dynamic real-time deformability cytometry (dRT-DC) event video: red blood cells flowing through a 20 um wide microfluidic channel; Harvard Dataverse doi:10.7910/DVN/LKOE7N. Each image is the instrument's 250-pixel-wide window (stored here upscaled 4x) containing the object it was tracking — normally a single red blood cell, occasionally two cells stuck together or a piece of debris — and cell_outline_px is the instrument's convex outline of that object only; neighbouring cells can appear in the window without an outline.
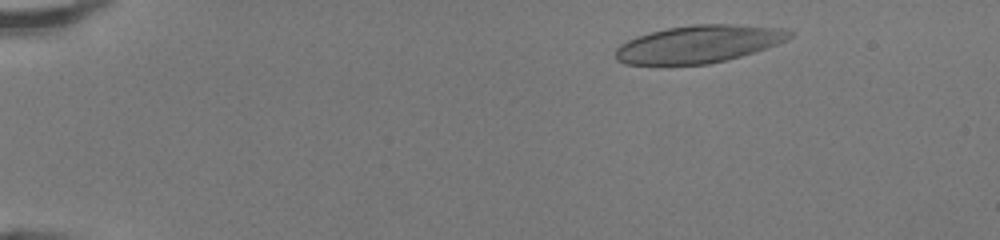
{"species": "human", "species_latin": "Homo sapiens", "temperature_condition": "room temperature", "stored_images_in_passage": 45, "camera_frame_rate_fps": 3000, "um_per_image_px": 0.085, "donor": {"sex": "female"}, "frame": {"image": 1, "passage_image": 4, "time_ms": 1.0, "image_size_px": [1000, 240], "cell_outline_px": [[796, 32], [788, 40], [740, 56], [708, 64], [624, 64], [616, 60], [616, 48], [620, 44], [636, 36], [668, 28], [692, 24], [732, 24], [784, 28]], "centroid_in_image_um": [59.41, 3.73], "position_along_channel_um": 25.6, "area_um2": 37.86}}
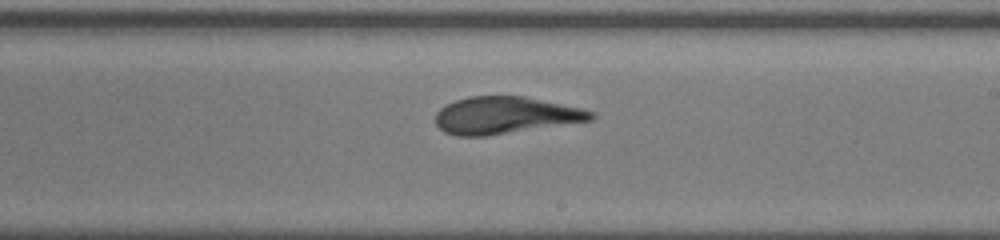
{"frame": {"image": 2, "passage_image": 27, "time_ms": 8.667, "image_size_px": [1000, 240], "cell_outline_px": [[596, 116], [592, 120], [488, 136], [456, 136], [444, 132], [436, 124], [436, 112], [440, 108], [456, 100], [472, 96], [524, 96], [580, 108], [596, 112]], "centroid_in_image_um": [42.94, 9.81], "position_along_channel_um": 246.1, "area_um2": 33.47}}
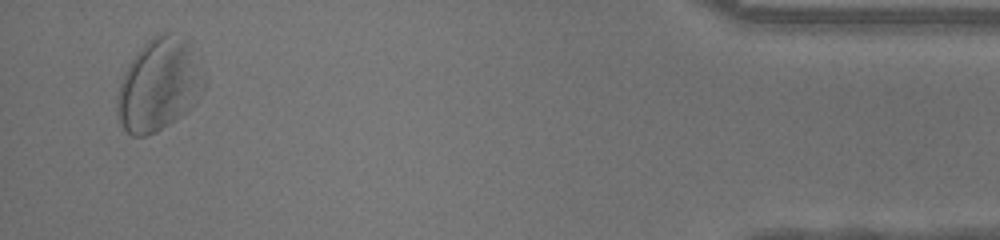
{"frame": {"image": 3, "passage_image": 44, "time_ms": 14.333, "image_size_px": [1000, 240], "cell_outline_px": [[204, 88], [192, 108], [188, 112], [176, 120], [156, 132], [144, 136], [132, 136], [124, 128], [120, 120], [116, 108], [120, 84], [124, 72], [128, 64], [144, 44], [152, 36], [160, 32], [172, 32], [188, 44], [204, 80]], "centroid_in_image_um": [13.48, 7.25], "position_along_channel_um": 421.7, "area_um2": 46.01}, "authors_computed_cell_mechanics": {"area_um2": 35.8938, "velocity_mm_per_s": 4.2353, "shape_relaxation_time_tau1_ms": 3.4086, "shape_relaxation_time_tau2_ms": 1.9757, "deformation_change_tau1": 0.1577, "deformation_change_tau2": 0.0963}}